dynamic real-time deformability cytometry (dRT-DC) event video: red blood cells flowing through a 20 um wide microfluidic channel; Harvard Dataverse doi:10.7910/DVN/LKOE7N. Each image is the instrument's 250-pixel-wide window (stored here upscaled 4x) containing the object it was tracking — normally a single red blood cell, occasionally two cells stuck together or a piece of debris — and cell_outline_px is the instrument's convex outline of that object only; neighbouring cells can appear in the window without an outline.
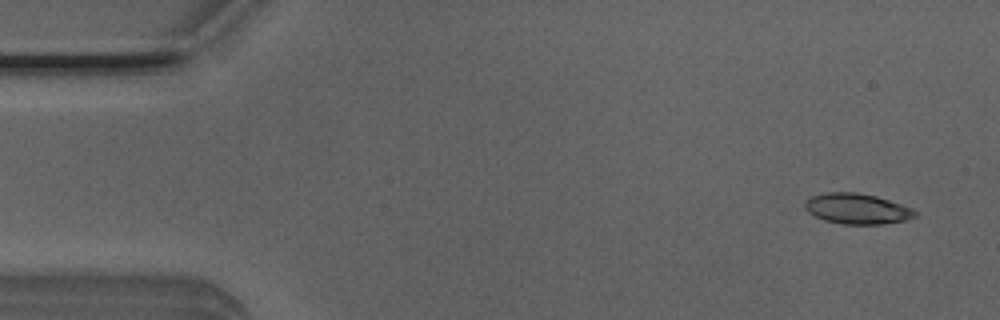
{"species": "Egyptian fruit bat (a non-hibernating species)", "species_latin": "Rousettus aegyptiacus", "temperature_condition": "room temperature", "stored_images_in_passage": 2, "camera_frame_rate_fps": 3000, "um_per_image_px": 0.085, "animal": {"sex": "male"}, "frame": {"image": 1, "passage_image": 2, "time_ms": 0.333, "image_size_px": [1000, 320], "cell_outline_px": [[920, 212], [916, 216], [908, 220], [884, 224], [844, 224], [824, 220], [808, 212], [804, 208], [804, 204], [812, 196], [828, 192], [856, 192], [876, 196], [912, 208]], "centroid_in_image_um": [72.89, 17.75], "position_along_channel_um": 12.1, "area_um2": 19.59}}